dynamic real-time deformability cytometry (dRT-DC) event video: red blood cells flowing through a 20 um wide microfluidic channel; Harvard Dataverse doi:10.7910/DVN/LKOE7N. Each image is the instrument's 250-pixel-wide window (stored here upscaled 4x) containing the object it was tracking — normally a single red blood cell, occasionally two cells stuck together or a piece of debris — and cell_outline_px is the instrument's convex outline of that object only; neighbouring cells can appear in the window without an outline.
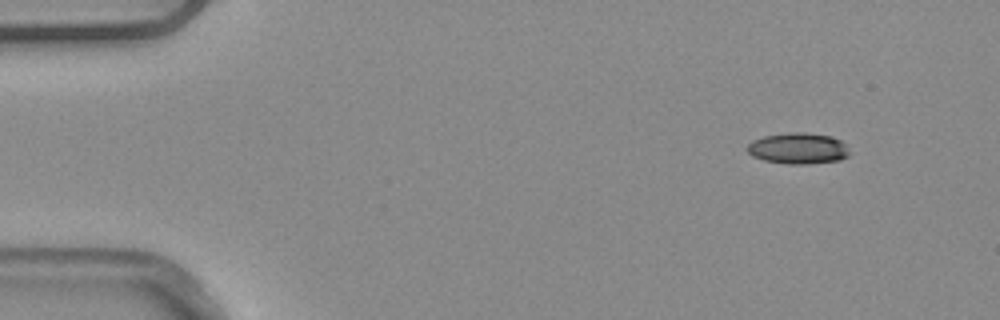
{"species": "common noctule bat (a hibernating species)", "species_latin": "Nyctalus noctula", "temperature_condition": "warm", "stored_images_in_passage": 5, "segment_of_instrument_passage": [1, 2], "camera_frame_rate_fps": 3000, "um_per_image_px": 0.085, "animal": {"sex": "male", "body_mass_g": 20.4}, "frame": {"image": 1, "passage_image": 1, "time_ms": 0.0, "image_size_px": [1000, 320], "cell_outline_px": [[848, 156], [840, 160], [808, 164], [788, 164], [764, 160], [752, 156], [748, 152], [748, 144], [752, 140], [764, 136], [792, 132], [804, 132], [832, 136], [840, 140], [844, 144], [848, 152]], "centroid_in_image_um": [67.83, 12.61], "position_along_channel_um": 17.2, "area_um2": 18.44}}
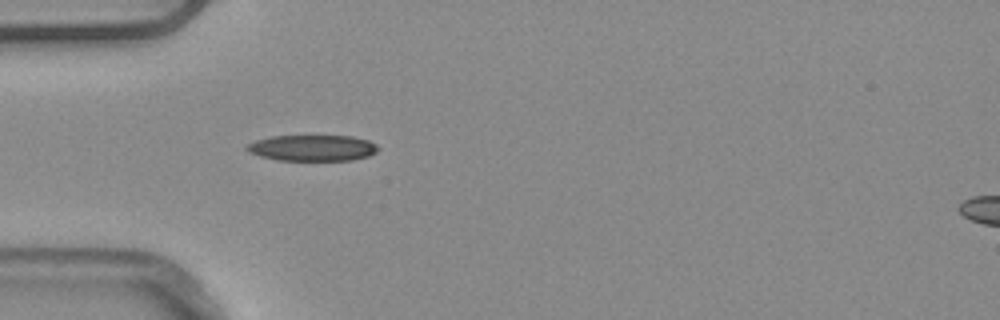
{"frame": {"image": 2, "passage_image": 4, "time_ms": 1.0, "image_size_px": [1000, 320], "cell_outline_px": [[380, 148], [376, 152], [368, 156], [352, 160], [280, 160], [260, 156], [244, 148], [248, 144], [256, 140], [272, 136], [352, 136], [368, 140], [376, 144]], "centroid_in_image_um": [26.6, 12.57], "position_along_channel_um": 58.4, "area_um2": 19.77}}